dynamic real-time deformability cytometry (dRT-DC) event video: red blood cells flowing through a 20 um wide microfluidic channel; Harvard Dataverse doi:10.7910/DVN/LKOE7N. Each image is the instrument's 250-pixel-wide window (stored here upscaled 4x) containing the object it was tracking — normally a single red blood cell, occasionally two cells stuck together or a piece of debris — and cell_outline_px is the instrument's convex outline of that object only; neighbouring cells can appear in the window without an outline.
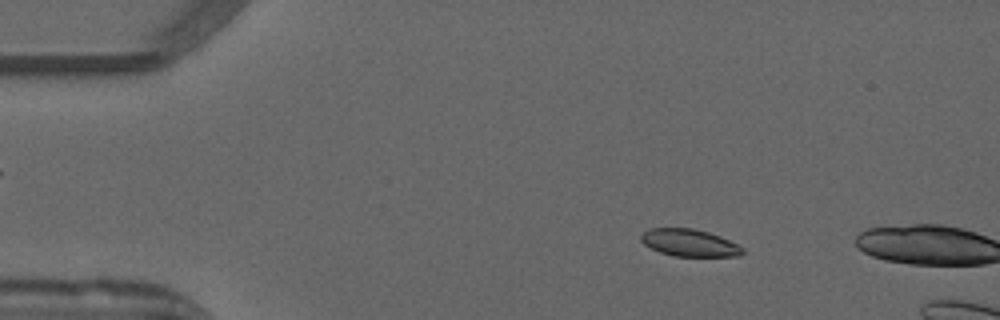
{"species": "common noctule bat (a hibernating species)", "species_latin": "Nyctalus noctula", "temperature_condition": "warm", "stored_images_in_passage": 9, "camera_frame_rate_fps": 3000, "um_per_image_px": 0.085, "animal": {"sex": "male", "forearm_length_mm": 52.5}, "frame": {"image": 1, "passage_image": 8, "time_ms": 2.333, "image_size_px": [1000, 320], "cell_outline_px": [[744, 252], [740, 256], [672, 256], [660, 252], [644, 244], [640, 240], [640, 236], [644, 232], [652, 228], [692, 228], [708, 232], [720, 236], [744, 248]], "centroid_in_image_um": [58.6, 20.64], "position_along_channel_um": 26.4, "area_um2": 16.01}}